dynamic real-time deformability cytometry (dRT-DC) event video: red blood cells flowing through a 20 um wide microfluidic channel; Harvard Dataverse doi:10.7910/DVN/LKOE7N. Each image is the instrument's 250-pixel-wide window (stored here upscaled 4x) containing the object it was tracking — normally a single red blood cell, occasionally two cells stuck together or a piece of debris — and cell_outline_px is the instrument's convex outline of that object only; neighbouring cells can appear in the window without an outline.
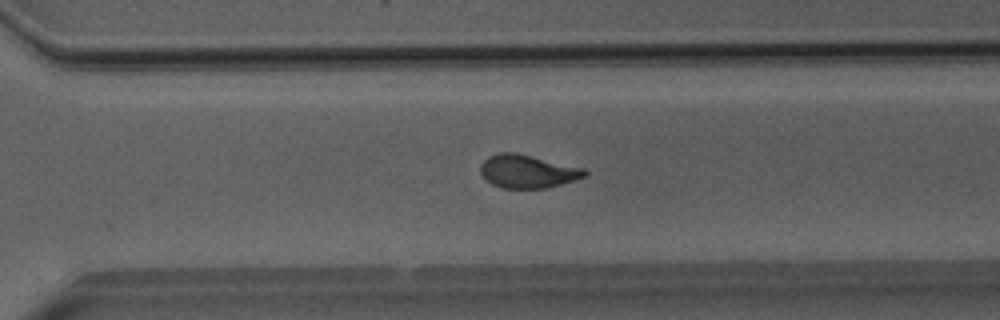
{"species": "Egyptian fruit bat (a non-hibernating species)", "species_latin": "Rousettus aegyptiacus", "temperature_condition": "room temperature", "stored_images_in_passage": 40, "camera_frame_rate_fps": 3000, "um_per_image_px": 0.085, "animal": {"sex": "male"}, "frame": {"image": 1, "passage_image": 25, "time_ms": 8.0, "image_size_px": [1000, 320], "cell_outline_px": [[588, 172], [584, 176], [548, 188], [500, 188], [492, 184], [480, 172], [480, 164], [488, 156], [496, 152], [516, 152], [584, 168]], "centroid_in_image_um": [44.8, 14.55], "position_along_channel_um": 325.8, "area_um2": 20.11}}
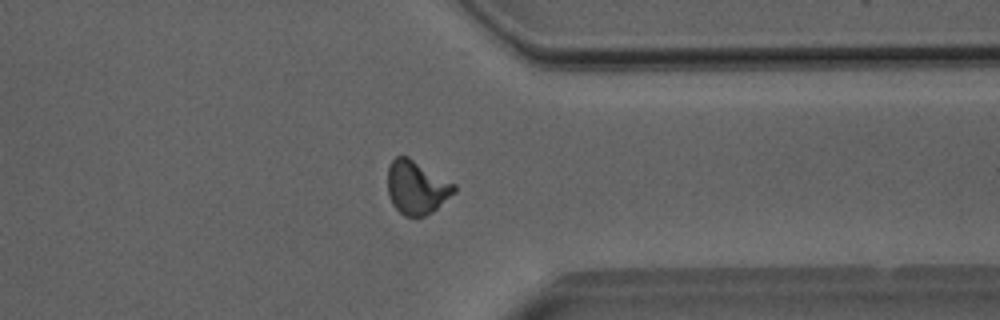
{"frame": {"image": 2, "passage_image": 29, "time_ms": 9.333, "image_size_px": [1000, 320], "cell_outline_px": [[456, 192], [432, 212], [424, 216], [404, 216], [392, 204], [388, 196], [388, 168], [392, 160], [396, 156], [408, 156], [456, 184]], "centroid_in_image_um": [35.42, 15.92], "position_along_channel_um": 376.0, "area_um2": 20.81}}
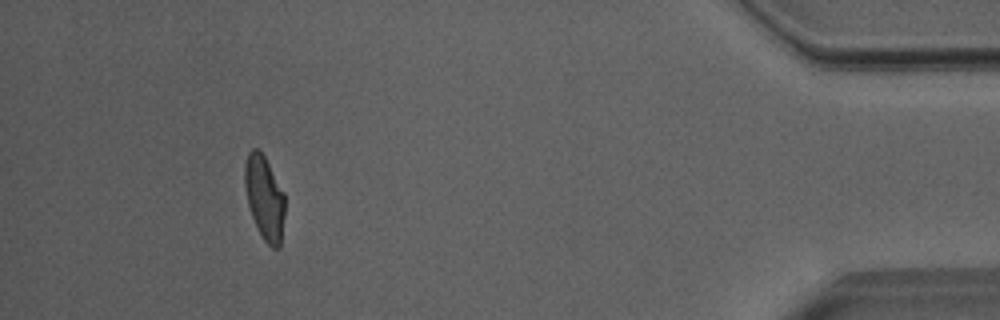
{"frame": {"image": 3, "passage_image": 36, "time_ms": 11.667, "image_size_px": [1000, 320], "cell_outline_px": [[284, 216], [280, 244], [276, 248], [272, 248], [264, 240], [252, 216], [248, 204], [244, 184], [244, 164], [248, 152], [252, 148], [256, 148], [264, 156], [284, 192]], "centroid_in_image_um": [22.47, 16.77], "position_along_channel_um": 412.7, "area_um2": 19.36}, "authors_computed_cell_mechanics": {"area_um2": 20.1722, "velocity_mm_per_s": 4.0306, "shape_relaxation_time_tau1_ms": 5.4477, "shape_relaxation_time_tau2_ms": 1.7869, "deformation_change_tau1": 0.1829, "deformation_change_tau2": 0.0668}}